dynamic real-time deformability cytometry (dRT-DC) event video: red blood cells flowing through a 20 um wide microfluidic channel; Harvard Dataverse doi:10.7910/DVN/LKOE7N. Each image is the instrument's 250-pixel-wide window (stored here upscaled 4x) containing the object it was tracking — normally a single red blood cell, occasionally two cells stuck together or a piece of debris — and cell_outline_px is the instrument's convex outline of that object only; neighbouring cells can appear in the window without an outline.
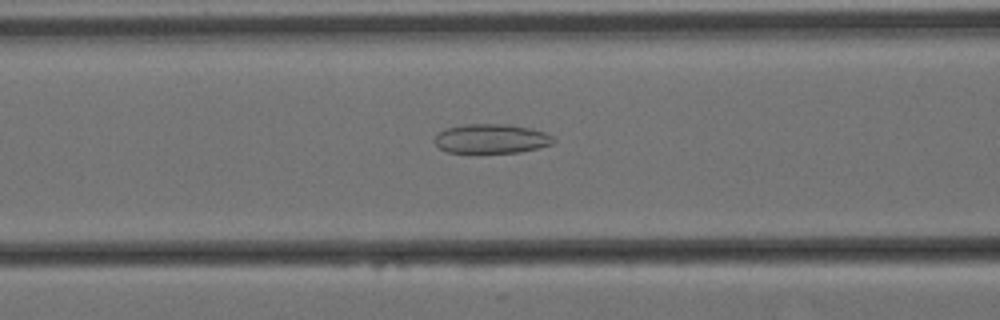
{"species": "Egyptian fruit bat (a non-hibernating species)", "species_latin": "Rousettus aegyptiacus", "temperature_condition": "cold", "stored_images_in_passage": 57, "camera_frame_rate_fps": 3000, "um_per_image_px": 0.085, "animal": {"sex": "female"}, "frame": {"image": 1, "passage_image": 22, "time_ms": 7.0, "image_size_px": [1000, 320], "cell_outline_px": [[556, 140], [552, 144], [520, 152], [448, 152], [440, 148], [432, 140], [444, 128], [464, 124], [508, 124], [528, 128], [544, 132], [552, 136]], "centroid_in_image_um": [41.74, 11.78], "position_along_channel_um": 124.9, "area_um2": 20.17}}
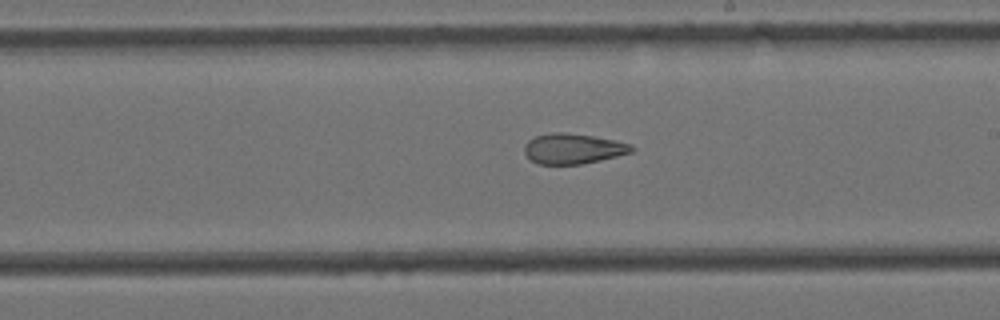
{"frame": {"image": 2, "passage_image": 32, "time_ms": 10.333, "image_size_px": [1000, 320], "cell_outline_px": [[636, 148], [632, 152], [600, 160], [580, 164], [540, 164], [532, 160], [524, 152], [524, 144], [528, 140], [536, 136], [556, 132], [564, 132], [592, 136], [632, 144]], "centroid_in_image_um": [48.71, 12.63], "position_along_channel_um": 240.3, "area_um2": 18.73}}
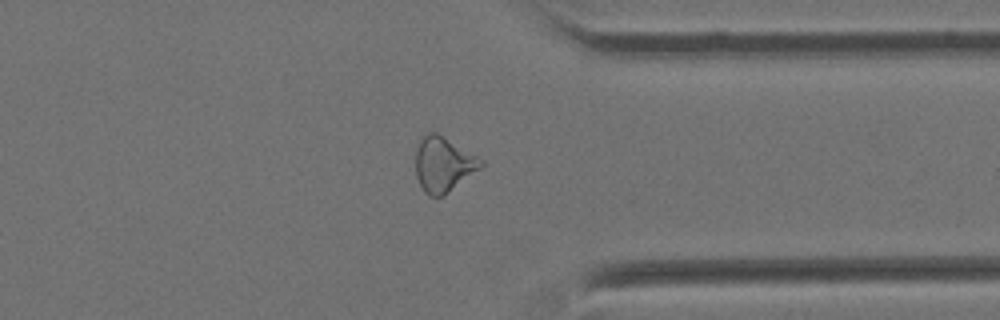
{"frame": {"image": 3, "passage_image": 44, "time_ms": 14.333, "image_size_px": [1000, 320], "cell_outline_px": [[484, 164], [480, 168], [444, 196], [428, 196], [424, 192], [416, 176], [416, 148], [420, 140], [428, 132], [436, 132], [484, 160]], "centroid_in_image_um": [37.67, 13.98], "position_along_channel_um": 373.7, "area_um2": 20.75}, "authors_computed_cell_mechanics": {"area_um2": 21.9062, "velocity_mm_per_s": 3.4675, "shape_relaxation_time_tau1_ms": null, "shape_relaxation_time_tau2_ms": 3.1019, "deformation_change_tau1": null, "deformation_change_tau2": 0.1112}}